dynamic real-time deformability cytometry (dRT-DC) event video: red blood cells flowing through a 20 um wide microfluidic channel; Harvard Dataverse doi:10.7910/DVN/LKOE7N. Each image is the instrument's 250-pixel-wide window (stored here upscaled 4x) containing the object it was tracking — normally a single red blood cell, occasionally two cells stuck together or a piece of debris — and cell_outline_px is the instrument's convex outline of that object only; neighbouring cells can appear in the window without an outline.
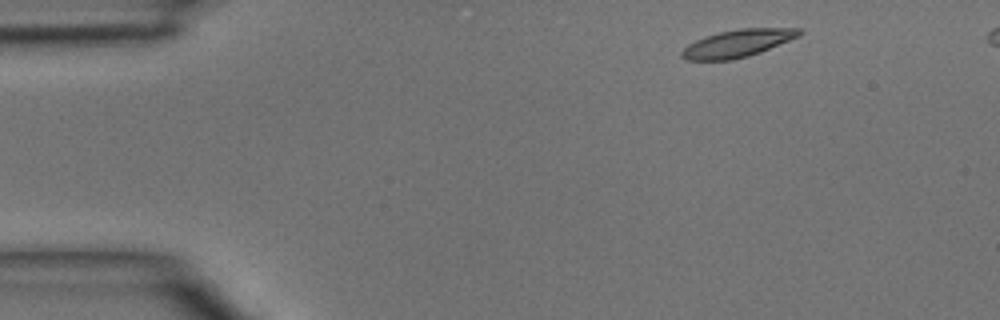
{"species": "common noctule bat (a hibernating species)", "species_latin": "Nyctalus noctula", "temperature_condition": "room temperature", "stored_images_in_passage": 2, "camera_frame_rate_fps": 3000, "um_per_image_px": 0.085, "animal": {"sex": "male", "body_mass_g": 15.6}, "frame": {"image": 1, "passage_image": 1, "time_ms": 0.0, "image_size_px": [1000, 320], "cell_outline_px": [[804, 32], [800, 36], [760, 52], [748, 56], [732, 60], [688, 60], [680, 56], [680, 52], [688, 44], [696, 40], [720, 32], [740, 28], [800, 28]], "centroid_in_image_um": [62.72, 3.68], "position_along_channel_um": 22.3, "area_um2": 18.73}}